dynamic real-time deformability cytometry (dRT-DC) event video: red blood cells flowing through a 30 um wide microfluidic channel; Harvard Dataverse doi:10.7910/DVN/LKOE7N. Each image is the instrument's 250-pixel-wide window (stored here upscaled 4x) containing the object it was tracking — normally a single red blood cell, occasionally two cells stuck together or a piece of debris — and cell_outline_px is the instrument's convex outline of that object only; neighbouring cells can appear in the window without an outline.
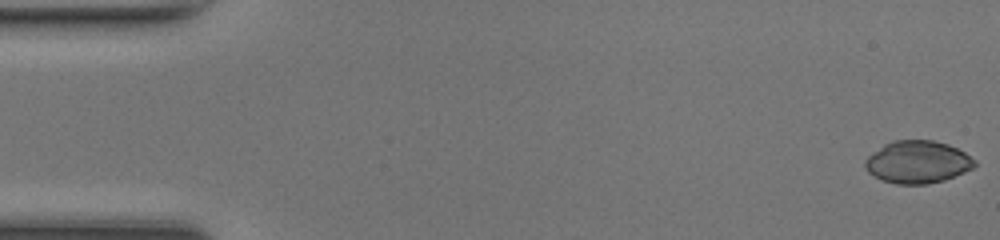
{"species": "common noctule bat (a hibernating species)", "species_latin": "Nyctalus noctula", "temperature_condition": "room temperature", "stored_images_in_passage": 49, "camera_frame_rate_fps": 3000, "um_per_image_px": 0.085, "animal": {"sex": "female", "body_mass_g": 17.0, "forearm_length_mm": 48.0}, "frame": {"image": 1, "passage_image": 1, "time_ms": 0.0, "image_size_px": [1000, 240], "cell_outline_px": [[976, 164], [972, 168], [964, 172], [944, 180], [928, 184], [896, 184], [880, 180], [868, 172], [864, 168], [864, 160], [872, 152], [884, 144], [892, 140], [932, 140], [948, 144], [964, 152], [976, 160]], "centroid_in_image_um": [77.96, 13.77], "position_along_channel_um": 7.0, "area_um2": 27.28}}
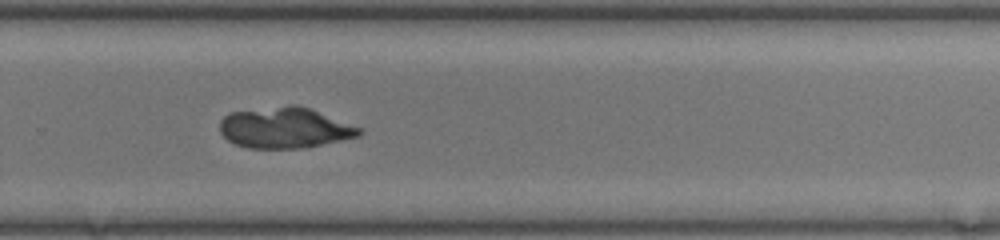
{"frame": {"image": 2, "passage_image": 33, "time_ms": 10.667, "image_size_px": [1000, 240], "cell_outline_px": [[364, 132], [360, 136], [304, 148], [248, 148], [236, 144], [228, 140], [220, 132], [220, 120], [228, 112], [288, 104], [296, 104], [308, 108], [364, 128]], "centroid_in_image_um": [24.22, 10.85], "position_along_channel_um": 305.6, "area_um2": 33.47}}
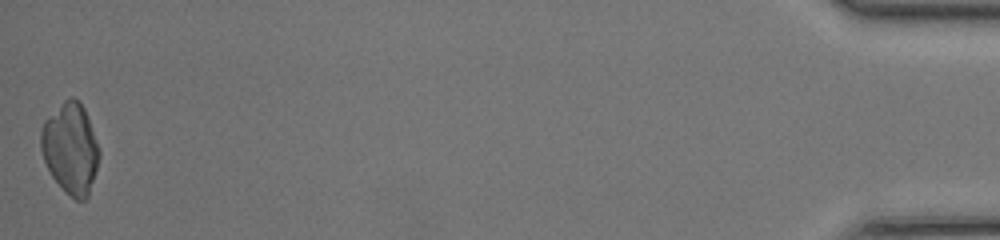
{"frame": {"image": 3, "passage_image": 49, "time_ms": 16.0, "image_size_px": [1000, 240], "cell_outline_px": [[100, 156], [88, 196], [84, 200], [76, 200], [52, 176], [44, 160], [40, 148], [40, 132], [44, 120], [68, 96], [72, 96], [80, 100], [88, 116], [100, 148]], "centroid_in_image_um": [6.0, 12.54], "position_along_channel_um": 429.2, "area_um2": 30.81}}